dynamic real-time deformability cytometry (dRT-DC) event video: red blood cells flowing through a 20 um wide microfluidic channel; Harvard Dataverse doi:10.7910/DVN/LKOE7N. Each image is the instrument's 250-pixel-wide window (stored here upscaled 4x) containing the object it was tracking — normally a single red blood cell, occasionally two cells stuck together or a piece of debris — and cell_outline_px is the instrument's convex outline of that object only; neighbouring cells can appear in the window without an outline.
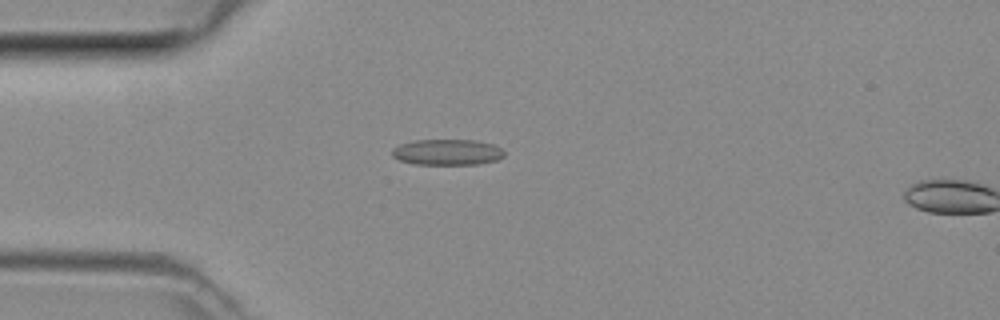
{"species": "common noctule bat (a hibernating species)", "species_latin": "Nyctalus noctula", "temperature_condition": "room temperature", "stored_images_in_passage": 2, "camera_frame_rate_fps": 3000, "um_per_image_px": 0.085, "animal": {"sex": "female", "body_mass_g": 29.2, "forearm_length_mm": 56.3}, "frame": {"image": 1, "passage_image": 1, "time_ms": 0.0, "image_size_px": [1000, 320], "cell_outline_px": [[504, 156], [496, 160], [476, 164], [416, 164], [400, 160], [392, 156], [392, 148], [400, 144], [412, 140], [476, 140], [492, 144], [500, 148], [504, 152]], "centroid_in_image_um": [37.99, 12.92], "position_along_channel_um": 47.0, "area_um2": 16.82}}